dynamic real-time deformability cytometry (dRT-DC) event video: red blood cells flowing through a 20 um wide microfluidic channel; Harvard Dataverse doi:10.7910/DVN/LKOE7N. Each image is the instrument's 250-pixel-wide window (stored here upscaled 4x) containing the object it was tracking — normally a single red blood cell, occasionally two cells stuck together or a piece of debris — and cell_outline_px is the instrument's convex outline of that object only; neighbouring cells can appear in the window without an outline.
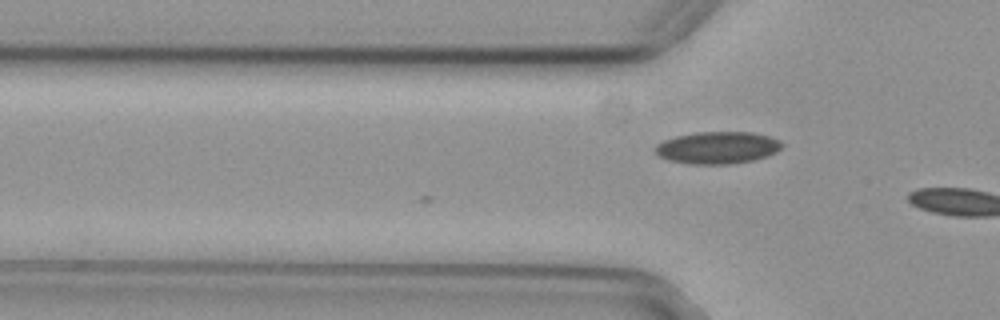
{"species": "common noctule bat (a hibernating species)", "species_latin": "Nyctalus noctula", "temperature_condition": "cold", "stored_images_in_passage": 3, "camera_frame_rate_fps": 3000, "um_per_image_px": 0.085, "animal": {"sex": "female", "body_mass_g": 29.2, "forearm_length_mm": 56.3}, "frame": {"image": 1, "passage_image": 3, "time_ms": 0.667, "image_size_px": [1000, 320], "cell_outline_px": [[784, 144], [776, 152], [768, 156], [752, 160], [728, 164], [688, 164], [668, 160], [660, 156], [656, 152], [656, 144], [664, 140], [676, 136], [696, 132], [752, 132], [768, 136], [780, 140]], "centroid_in_image_um": [61.0, 12.55], "position_along_channel_um": 64.8, "area_um2": 23.7}}